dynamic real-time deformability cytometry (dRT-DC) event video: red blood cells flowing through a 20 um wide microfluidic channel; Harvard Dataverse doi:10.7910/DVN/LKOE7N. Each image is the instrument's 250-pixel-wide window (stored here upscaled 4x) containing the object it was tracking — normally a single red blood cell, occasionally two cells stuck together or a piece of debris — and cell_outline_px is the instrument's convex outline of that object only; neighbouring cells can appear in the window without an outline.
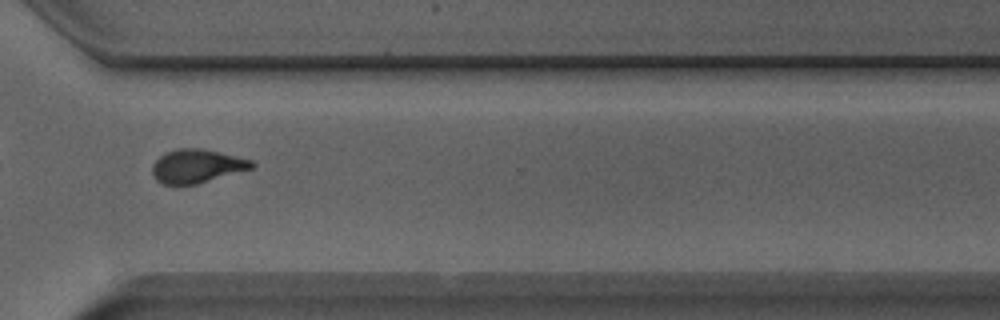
{"species": "Egyptian fruit bat (a non-hibernating species)", "species_latin": "Rousettus aegyptiacus", "temperature_condition": "room temperature", "stored_images_in_passage": 33, "camera_frame_rate_fps": 3000, "um_per_image_px": 0.085, "animal": {"sex": "male"}, "frame": {"image": 1, "passage_image": 24, "time_ms": 7.667, "image_size_px": [1000, 320], "cell_outline_px": [[256, 164], [252, 168], [196, 184], [164, 184], [156, 180], [152, 176], [152, 164], [164, 152], [176, 148], [200, 148], [220, 152], [252, 160]], "centroid_in_image_um": [16.7, 14.1], "position_along_channel_um": 353.9, "area_um2": 19.42}, "authors_computed_cell_mechanics": {"area_um2": 19.5942, "velocity_mm_per_s": 3.9371, "shape_relaxation_time_tau1_ms": 5.4295, "shape_relaxation_time_tau2_ms": 1.8629, "deformation_change_tau1": 0.1729, "deformation_change_tau2": 0.0964}}